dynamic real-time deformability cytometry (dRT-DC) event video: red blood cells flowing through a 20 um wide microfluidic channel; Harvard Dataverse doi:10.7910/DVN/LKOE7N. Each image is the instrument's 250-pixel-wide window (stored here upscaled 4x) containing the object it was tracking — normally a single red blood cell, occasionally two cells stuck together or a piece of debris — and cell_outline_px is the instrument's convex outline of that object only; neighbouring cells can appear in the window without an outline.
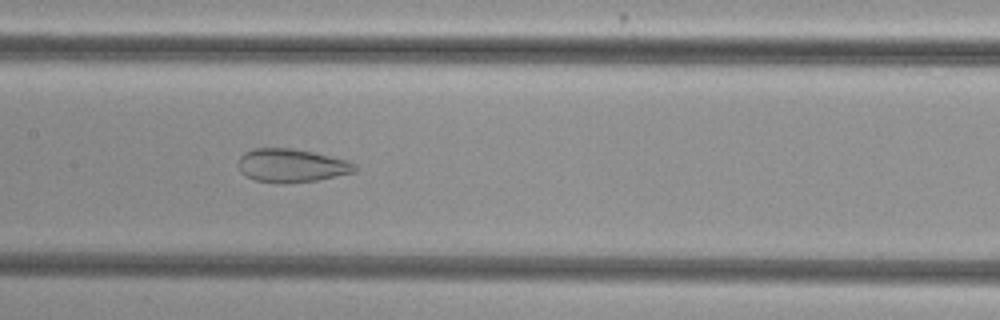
{"species": "common noctule bat (a hibernating species)", "species_latin": "Nyctalus noctula", "temperature_condition": "cold", "stored_images_in_passage": 53, "camera_frame_rate_fps": 3000, "um_per_image_px": 0.085, "animal": {"sex": "female", "body_mass_g": 29.2, "forearm_length_mm": 56.3}, "frame": {"image": 1, "passage_image": 26, "time_ms": 8.333, "image_size_px": [1000, 320], "cell_outline_px": [[356, 172], [316, 180], [280, 184], [256, 180], [240, 172], [240, 156], [244, 152], [252, 148], [292, 148], [312, 152], [348, 160], [356, 164]], "centroid_in_image_um": [24.79, 14.06], "position_along_channel_um": 182.6, "area_um2": 22.6}}
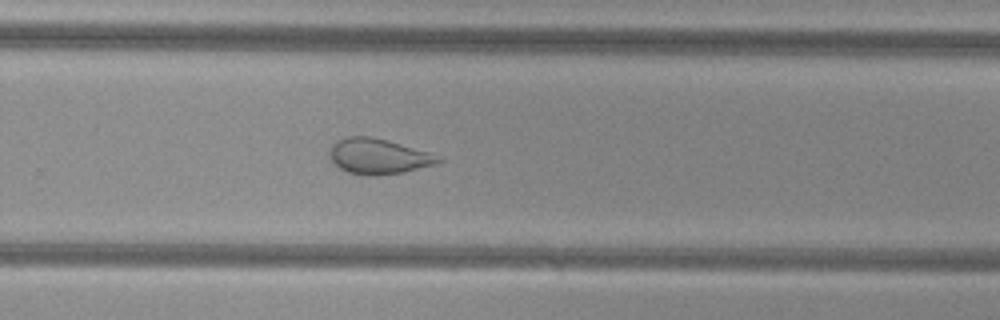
{"frame": {"image": 2, "passage_image": 35, "time_ms": 11.333, "image_size_px": [1000, 320], "cell_outline_px": [[444, 160], [432, 164], [404, 172], [376, 176], [372, 176], [348, 172], [340, 168], [328, 156], [328, 152], [332, 144], [336, 140], [348, 136], [372, 136], [388, 140], [444, 156]], "centroid_in_image_um": [32.16, 13.27], "position_along_channel_um": 297.6, "area_um2": 22.6}}
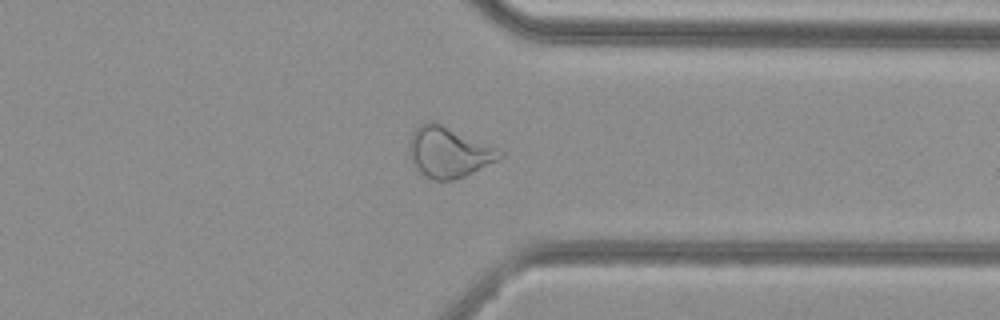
{"frame": {"image": 3, "passage_image": 41, "time_ms": 13.333, "image_size_px": [1000, 320], "cell_outline_px": [[504, 156], [464, 176], [452, 180], [432, 180], [420, 172], [412, 160], [412, 132], [420, 124], [428, 120], [436, 120], [496, 148], [504, 152]], "centroid_in_image_um": [38.16, 12.9], "position_along_channel_um": 373.2, "area_um2": 26.13}}